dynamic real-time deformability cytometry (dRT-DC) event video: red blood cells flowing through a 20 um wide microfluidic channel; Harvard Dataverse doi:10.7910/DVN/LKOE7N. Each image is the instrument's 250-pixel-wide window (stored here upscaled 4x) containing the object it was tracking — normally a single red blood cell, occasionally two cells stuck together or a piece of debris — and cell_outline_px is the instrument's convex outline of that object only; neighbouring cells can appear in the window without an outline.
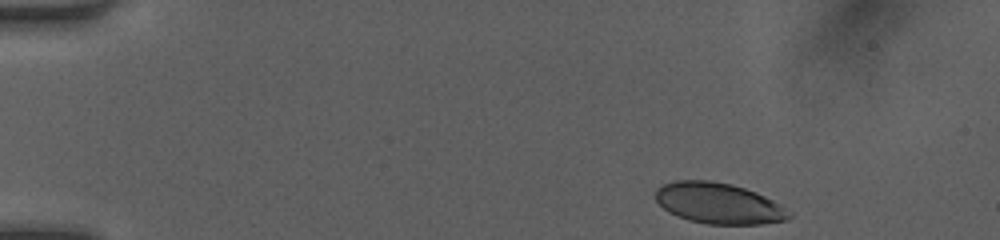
{"species": "human", "species_latin": "Homo sapiens", "temperature_condition": "room temperature", "stored_images_in_passage": 44, "camera_frame_rate_fps": 3000, "um_per_image_px": 0.085, "donor": {"sex": "female"}, "frame": {"image": 1, "passage_image": 1, "time_ms": 0.0, "image_size_px": [1000, 240], "cell_outline_px": [[792, 216], [788, 220], [760, 224], [708, 224], [688, 220], [676, 216], [668, 212], [656, 200], [656, 188], [664, 184], [676, 180], [708, 180], [732, 184], [756, 192], [780, 204], [792, 212]], "centroid_in_image_um": [61.1, 17.29], "position_along_channel_um": 23.9, "area_um2": 31.91}}
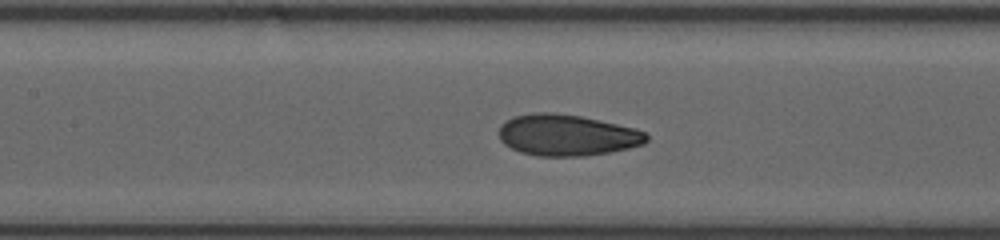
{"frame": {"image": 2, "passage_image": 18, "time_ms": 5.667, "image_size_px": [1000, 240], "cell_outline_px": [[648, 140], [644, 144], [628, 148], [608, 152], [584, 156], [536, 156], [520, 152], [504, 144], [500, 140], [500, 124], [504, 120], [512, 116], [536, 112], [556, 112], [580, 116], [636, 128], [644, 132], [648, 136]], "centroid_in_image_um": [48.17, 11.48], "position_along_channel_um": 159.2, "area_um2": 35.66}}
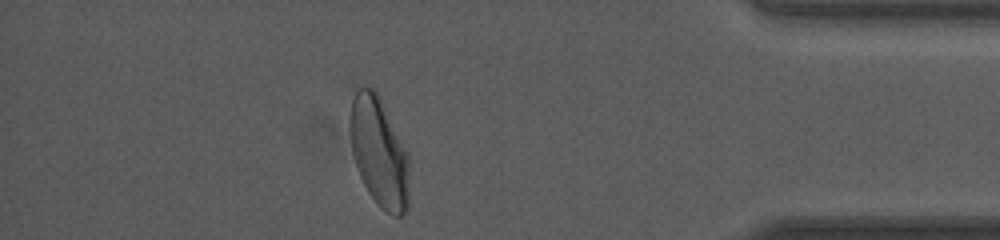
{"frame": {"image": 3, "passage_image": 38, "time_ms": 12.333, "image_size_px": [1000, 240], "cell_outline_px": [[408, 208], [400, 216], [392, 216], [380, 208], [368, 192], [360, 176], [352, 152], [348, 128], [348, 116], [352, 100], [356, 88], [372, 88], [376, 92], [408, 152]], "centroid_in_image_um": [32.19, 12.94], "position_along_channel_um": 403.0, "area_um2": 37.8}, "authors_computed_cell_mechanics": {"area_um2": 35.258, "velocity_mm_per_s": 4.1692, "shape_relaxation_time_tau1_ms": 3.878, "shape_relaxation_time_tau2_ms": 0.7619, "deformation_change_tau1": 0.1503, "deformation_change_tau2": 0.0564}}